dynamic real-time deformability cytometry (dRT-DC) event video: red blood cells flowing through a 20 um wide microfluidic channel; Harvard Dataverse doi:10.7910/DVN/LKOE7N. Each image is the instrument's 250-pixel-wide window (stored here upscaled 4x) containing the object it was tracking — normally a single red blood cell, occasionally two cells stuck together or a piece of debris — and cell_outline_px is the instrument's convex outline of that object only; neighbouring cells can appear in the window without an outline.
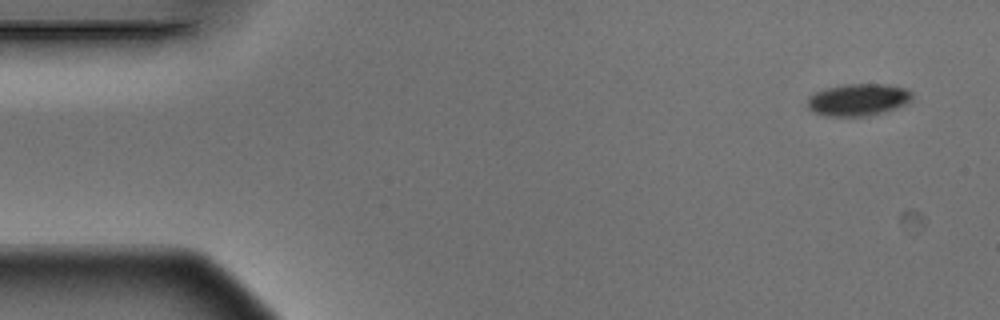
{"species": "Egyptian fruit bat (a non-hibernating species)", "species_latin": "Rousettus aegyptiacus", "temperature_condition": "warm", "stored_images_in_passage": 4, "camera_frame_rate_fps": 3000, "um_per_image_px": 0.085, "animal": {"sex": "male"}, "frame": {"image": 1, "passage_image": 1, "time_ms": 0.0, "image_size_px": [1000, 320], "cell_outline_px": [[912, 100], [896, 108], [884, 112], [868, 116], [824, 116], [812, 112], [808, 108], [808, 96], [812, 92], [828, 88], [848, 84], [888, 84], [904, 88], [912, 92]], "centroid_in_image_um": [72.92, 8.48], "position_along_channel_um": 12.1, "area_um2": 19.71}}
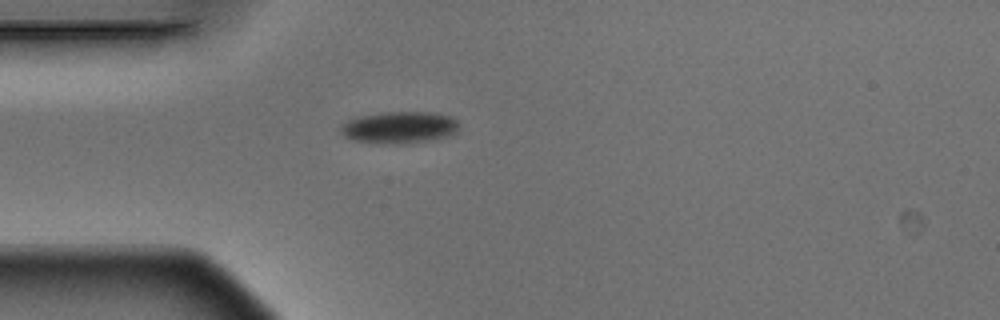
{"frame": {"image": 2, "passage_image": 4, "time_ms": 1.0, "image_size_px": [1000, 320], "cell_outline_px": [[460, 124], [456, 132], [448, 136], [408, 144], [376, 144], [352, 140], [344, 136], [340, 132], [340, 124], [348, 120], [360, 116], [384, 112], [432, 112], [448, 116], [456, 120]], "centroid_in_image_um": [33.9, 10.85], "position_along_channel_um": 51.1, "area_um2": 22.25}}